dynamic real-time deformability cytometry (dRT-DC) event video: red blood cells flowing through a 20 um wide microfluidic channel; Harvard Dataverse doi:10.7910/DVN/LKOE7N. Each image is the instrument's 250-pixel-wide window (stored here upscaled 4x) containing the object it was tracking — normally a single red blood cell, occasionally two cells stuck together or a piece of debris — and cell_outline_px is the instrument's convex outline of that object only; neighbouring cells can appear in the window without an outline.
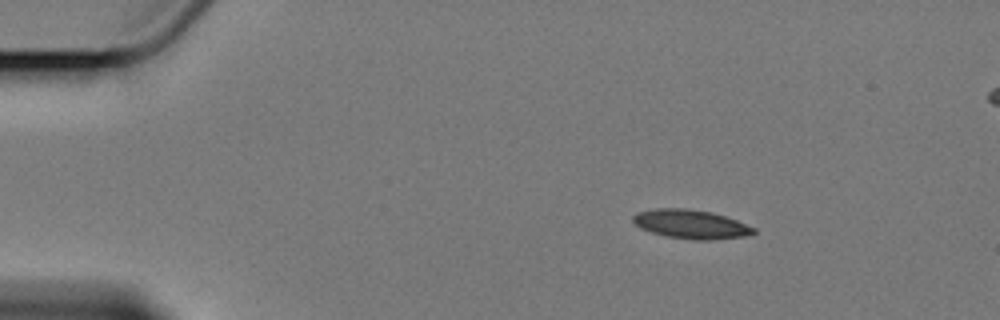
{"species": "Egyptian fruit bat (a non-hibernating species)", "species_latin": "Rousettus aegyptiacus", "temperature_condition": "cold", "stored_images_in_passage": 4, "camera_frame_rate_fps": 3000, "um_per_image_px": 0.085, "animal": {"sex": "female"}, "frame": {"image": 1, "passage_image": 2, "time_ms": 1.0, "image_size_px": [1000, 320], "cell_outline_px": [[756, 232], [744, 236], [712, 240], [696, 240], [668, 236], [652, 232], [640, 228], [632, 220], [632, 216], [636, 212], [656, 208], [684, 208], [712, 212], [736, 220], [756, 228]], "centroid_in_image_um": [58.71, 19.05], "position_along_channel_um": 26.3, "area_um2": 20.23}}